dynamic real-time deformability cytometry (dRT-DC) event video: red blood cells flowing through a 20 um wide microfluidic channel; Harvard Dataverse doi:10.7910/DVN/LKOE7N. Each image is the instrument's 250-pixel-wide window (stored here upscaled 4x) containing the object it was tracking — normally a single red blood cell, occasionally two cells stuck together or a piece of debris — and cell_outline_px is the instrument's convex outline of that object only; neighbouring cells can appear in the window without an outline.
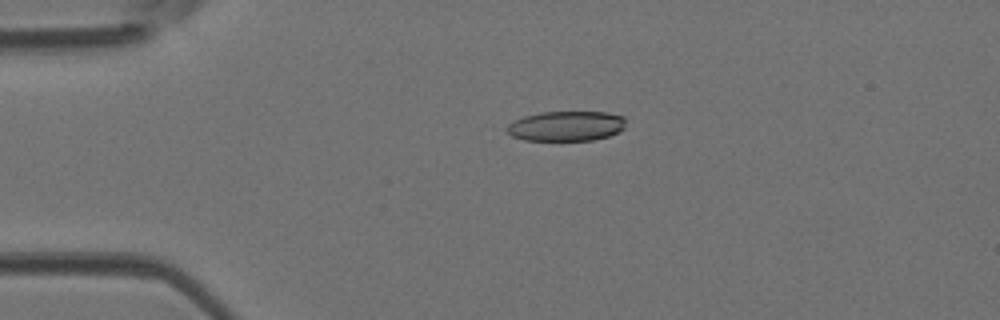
{"species": "Egyptian fruit bat (a non-hibernating species)", "species_latin": "Rousettus aegyptiacus", "temperature_condition": "room temperature", "stored_images_in_passage": 44, "camera_frame_rate_fps": 3000, "um_per_image_px": 0.085, "animal": {"sex": "female"}, "frame": {"image": 1, "passage_image": 9, "time_ms": 2.667, "image_size_px": [1000, 320], "cell_outline_px": [[624, 128], [608, 136], [592, 140], [524, 140], [512, 136], [504, 128], [512, 120], [524, 116], [540, 112], [608, 112], [624, 116]], "centroid_in_image_um": [48.08, 10.7], "position_along_channel_um": 36.9, "area_um2": 20.81}}
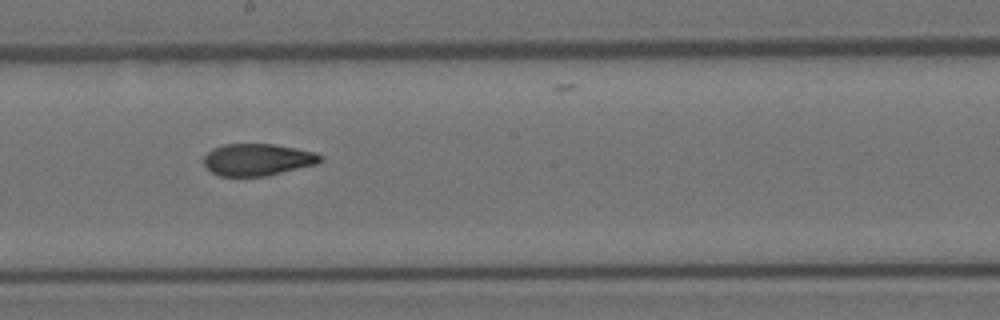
{"frame": {"image": 2, "passage_image": 24, "time_ms": 7.667, "image_size_px": [1000, 320], "cell_outline_px": [[324, 160], [316, 164], [268, 176], [220, 176], [212, 172], [204, 164], [204, 156], [212, 148], [224, 144], [272, 144], [316, 152]], "centroid_in_image_um": [21.89, 13.57], "position_along_channel_um": 226.3, "area_um2": 21.68}}
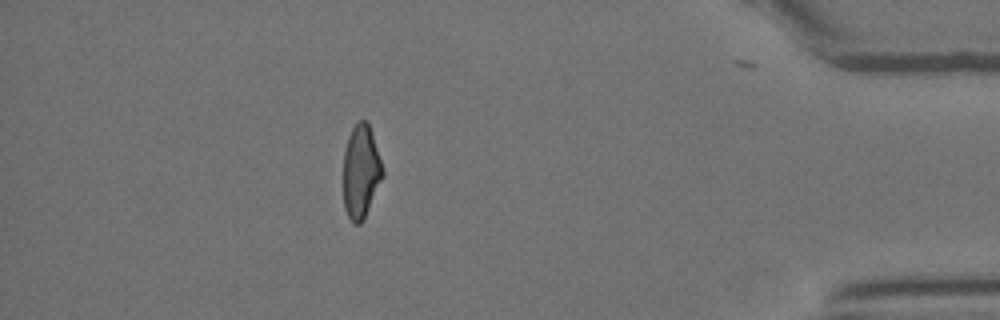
{"frame": {"image": 3, "passage_image": 39, "time_ms": 12.667, "image_size_px": [1000, 320], "cell_outline_px": [[384, 176], [364, 220], [360, 224], [352, 224], [344, 208], [344, 152], [348, 136], [352, 128], [360, 120], [368, 120], [384, 168]], "centroid_in_image_um": [30.7, 14.6], "position_along_channel_um": 404.5, "area_um2": 21.73}}